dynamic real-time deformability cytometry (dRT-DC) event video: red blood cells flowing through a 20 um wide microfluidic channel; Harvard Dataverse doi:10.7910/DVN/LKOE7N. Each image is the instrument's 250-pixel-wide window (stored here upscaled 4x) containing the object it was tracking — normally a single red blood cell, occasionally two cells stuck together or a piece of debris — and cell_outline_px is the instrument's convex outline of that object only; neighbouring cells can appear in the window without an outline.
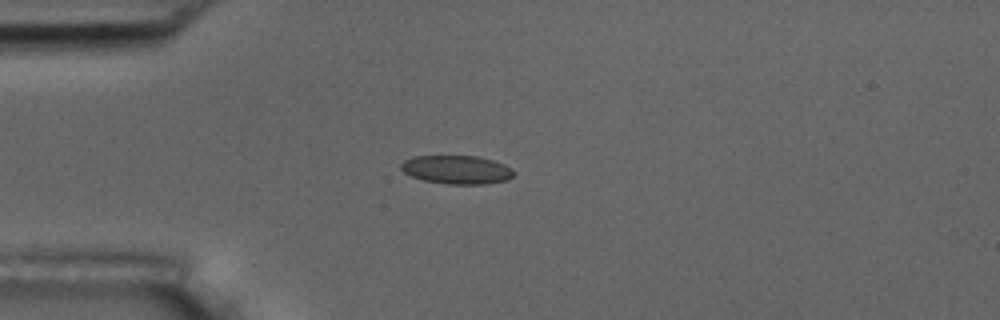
{"species": "common noctule bat (a hibernating species)", "species_latin": "Nyctalus noctula", "temperature_condition": "room temperature", "stored_images_in_passage": 42, "camera_frame_rate_fps": 3000, "um_per_image_px": 0.085, "animal": {"sex": "male", "body_mass_g": 17.5, "forearm_length_mm": 52.3}, "frame": {"image": 1, "passage_image": 1, "time_ms": 0.0, "image_size_px": [1000, 320], "cell_outline_px": [[516, 172], [508, 180], [484, 184], [448, 184], [424, 180], [412, 176], [404, 172], [400, 168], [400, 164], [404, 160], [412, 156], [476, 156], [492, 160], [504, 164], [512, 168]], "centroid_in_image_um": [38.83, 14.42], "position_along_channel_um": 46.2, "area_um2": 18.79}}
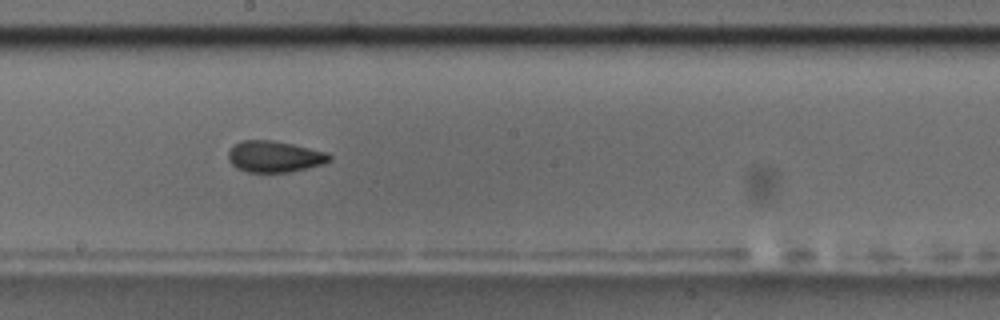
{"frame": {"image": 2, "passage_image": 17, "time_ms": 5.333, "image_size_px": [1000, 320], "cell_outline_px": [[332, 160], [324, 164], [308, 168], [288, 172], [248, 172], [236, 168], [228, 160], [228, 152], [240, 140], [272, 140], [292, 144], [328, 152], [332, 156]], "centroid_in_image_um": [23.36, 13.31], "position_along_channel_um": 224.8, "area_um2": 18.55}}
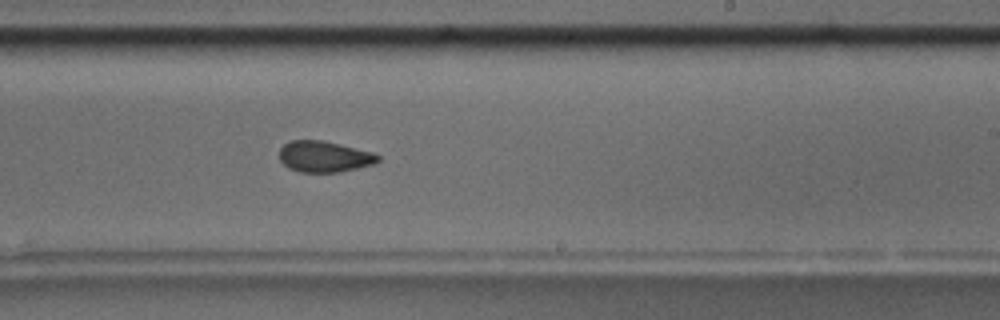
{"frame": {"image": 3, "passage_image": 20, "time_ms": 6.333, "image_size_px": [1000, 320], "cell_outline_px": [[380, 160], [372, 164], [356, 168], [336, 172], [300, 172], [288, 168], [280, 160], [280, 148], [284, 144], [292, 140], [324, 140], [372, 152], [380, 156]], "centroid_in_image_um": [27.54, 13.3], "position_along_channel_um": 261.5, "area_um2": 17.74}, "authors_computed_cell_mechanics": {"area_um2": 18.5249, "velocity_mm_per_s": 3.6634, "shape_relaxation_time_tau1_ms": null, "shape_relaxation_time_tau2_ms": 1.9924, "deformation_change_tau1": null, "deformation_change_tau2": 0.0652}}